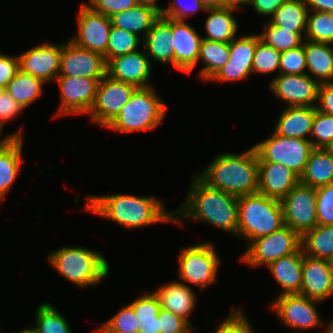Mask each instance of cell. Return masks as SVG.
<instances>
[{"label":"cell","instance_id":"6da1fadb","mask_svg":"<svg viewBox=\"0 0 333 333\" xmlns=\"http://www.w3.org/2000/svg\"><path fill=\"white\" fill-rule=\"evenodd\" d=\"M191 186L180 207L174 210V224L183 219L212 224L237 237L238 197L210 187L195 172Z\"/></svg>","mask_w":333,"mask_h":333},{"label":"cell","instance_id":"7a4b0ae2","mask_svg":"<svg viewBox=\"0 0 333 333\" xmlns=\"http://www.w3.org/2000/svg\"><path fill=\"white\" fill-rule=\"evenodd\" d=\"M115 221L123 228L136 229L158 223H174V211H167L155 196L113 194L87 196L84 211Z\"/></svg>","mask_w":333,"mask_h":333},{"label":"cell","instance_id":"3957f363","mask_svg":"<svg viewBox=\"0 0 333 333\" xmlns=\"http://www.w3.org/2000/svg\"><path fill=\"white\" fill-rule=\"evenodd\" d=\"M196 174L210 187L236 197L258 192V155L252 146L236 154L222 152Z\"/></svg>","mask_w":333,"mask_h":333},{"label":"cell","instance_id":"277c9868","mask_svg":"<svg viewBox=\"0 0 333 333\" xmlns=\"http://www.w3.org/2000/svg\"><path fill=\"white\" fill-rule=\"evenodd\" d=\"M47 259L54 270L80 289L97 285L110 270L101 252L85 247L63 246L49 252Z\"/></svg>","mask_w":333,"mask_h":333},{"label":"cell","instance_id":"5b68a950","mask_svg":"<svg viewBox=\"0 0 333 333\" xmlns=\"http://www.w3.org/2000/svg\"><path fill=\"white\" fill-rule=\"evenodd\" d=\"M280 200L259 192L238 197L237 238L252 240L269 235L284 227Z\"/></svg>","mask_w":333,"mask_h":333},{"label":"cell","instance_id":"8992f818","mask_svg":"<svg viewBox=\"0 0 333 333\" xmlns=\"http://www.w3.org/2000/svg\"><path fill=\"white\" fill-rule=\"evenodd\" d=\"M153 86L137 88L116 118L106 127L120 133L155 130L167 114V106Z\"/></svg>","mask_w":333,"mask_h":333},{"label":"cell","instance_id":"52a82bcc","mask_svg":"<svg viewBox=\"0 0 333 333\" xmlns=\"http://www.w3.org/2000/svg\"><path fill=\"white\" fill-rule=\"evenodd\" d=\"M214 245L212 242H204L181 247L177 271L179 282L195 285L203 290L218 281L217 272L222 260Z\"/></svg>","mask_w":333,"mask_h":333},{"label":"cell","instance_id":"ba28073f","mask_svg":"<svg viewBox=\"0 0 333 333\" xmlns=\"http://www.w3.org/2000/svg\"><path fill=\"white\" fill-rule=\"evenodd\" d=\"M271 133L270 137L253 145L258 162L282 164L301 177L313 149L311 141Z\"/></svg>","mask_w":333,"mask_h":333},{"label":"cell","instance_id":"9c48e42d","mask_svg":"<svg viewBox=\"0 0 333 333\" xmlns=\"http://www.w3.org/2000/svg\"><path fill=\"white\" fill-rule=\"evenodd\" d=\"M246 245V250L239 261L252 268L264 265L267 267L281 257L296 253L301 248V236L288 226H284Z\"/></svg>","mask_w":333,"mask_h":333},{"label":"cell","instance_id":"30bf717a","mask_svg":"<svg viewBox=\"0 0 333 333\" xmlns=\"http://www.w3.org/2000/svg\"><path fill=\"white\" fill-rule=\"evenodd\" d=\"M318 303L322 302L300 294H283L268 306L285 326L296 330L297 333H304L305 330L327 326L317 309Z\"/></svg>","mask_w":333,"mask_h":333},{"label":"cell","instance_id":"8fae6325","mask_svg":"<svg viewBox=\"0 0 333 333\" xmlns=\"http://www.w3.org/2000/svg\"><path fill=\"white\" fill-rule=\"evenodd\" d=\"M136 89L133 84L117 81L105 75L99 81L95 101L88 112L90 121L106 128L128 103Z\"/></svg>","mask_w":333,"mask_h":333},{"label":"cell","instance_id":"7c38bea8","mask_svg":"<svg viewBox=\"0 0 333 333\" xmlns=\"http://www.w3.org/2000/svg\"><path fill=\"white\" fill-rule=\"evenodd\" d=\"M284 225L302 236L317 226L316 192L297 184L282 200Z\"/></svg>","mask_w":333,"mask_h":333},{"label":"cell","instance_id":"4fadbf2b","mask_svg":"<svg viewBox=\"0 0 333 333\" xmlns=\"http://www.w3.org/2000/svg\"><path fill=\"white\" fill-rule=\"evenodd\" d=\"M78 10V33L69 40L80 48L100 53L107 63L110 17L92 10L85 3H82Z\"/></svg>","mask_w":333,"mask_h":333},{"label":"cell","instance_id":"5bb4252c","mask_svg":"<svg viewBox=\"0 0 333 333\" xmlns=\"http://www.w3.org/2000/svg\"><path fill=\"white\" fill-rule=\"evenodd\" d=\"M101 79L87 77L57 76L54 82L60 89L58 116L88 114L95 101Z\"/></svg>","mask_w":333,"mask_h":333},{"label":"cell","instance_id":"9a60e30c","mask_svg":"<svg viewBox=\"0 0 333 333\" xmlns=\"http://www.w3.org/2000/svg\"><path fill=\"white\" fill-rule=\"evenodd\" d=\"M320 83L309 74H277L270 83L269 90L286 107H316Z\"/></svg>","mask_w":333,"mask_h":333},{"label":"cell","instance_id":"2e32d148","mask_svg":"<svg viewBox=\"0 0 333 333\" xmlns=\"http://www.w3.org/2000/svg\"><path fill=\"white\" fill-rule=\"evenodd\" d=\"M260 40L259 34H249L237 38L229 43V60L221 67L216 74L208 81L232 82L242 81L252 75V62L257 42Z\"/></svg>","mask_w":333,"mask_h":333},{"label":"cell","instance_id":"e0dca14e","mask_svg":"<svg viewBox=\"0 0 333 333\" xmlns=\"http://www.w3.org/2000/svg\"><path fill=\"white\" fill-rule=\"evenodd\" d=\"M106 68L105 58L100 53L80 48L70 40L63 43L58 76L102 79Z\"/></svg>","mask_w":333,"mask_h":333},{"label":"cell","instance_id":"ac0fdd59","mask_svg":"<svg viewBox=\"0 0 333 333\" xmlns=\"http://www.w3.org/2000/svg\"><path fill=\"white\" fill-rule=\"evenodd\" d=\"M63 43L60 45L48 41L32 47L18 55L19 69L27 74L42 79L45 83L57 78L60 70V56Z\"/></svg>","mask_w":333,"mask_h":333},{"label":"cell","instance_id":"d6986e66","mask_svg":"<svg viewBox=\"0 0 333 333\" xmlns=\"http://www.w3.org/2000/svg\"><path fill=\"white\" fill-rule=\"evenodd\" d=\"M152 66L145 49L136 50L107 62L106 75L110 78L130 83L137 88H146L150 85Z\"/></svg>","mask_w":333,"mask_h":333},{"label":"cell","instance_id":"ffe728a7","mask_svg":"<svg viewBox=\"0 0 333 333\" xmlns=\"http://www.w3.org/2000/svg\"><path fill=\"white\" fill-rule=\"evenodd\" d=\"M300 295L325 302L333 296V269L331 261L303 254Z\"/></svg>","mask_w":333,"mask_h":333},{"label":"cell","instance_id":"44dd1931","mask_svg":"<svg viewBox=\"0 0 333 333\" xmlns=\"http://www.w3.org/2000/svg\"><path fill=\"white\" fill-rule=\"evenodd\" d=\"M174 68L190 74L197 66L202 36L186 21L171 18Z\"/></svg>","mask_w":333,"mask_h":333},{"label":"cell","instance_id":"7402d4cb","mask_svg":"<svg viewBox=\"0 0 333 333\" xmlns=\"http://www.w3.org/2000/svg\"><path fill=\"white\" fill-rule=\"evenodd\" d=\"M300 177L282 164L258 162V192L282 200L297 184Z\"/></svg>","mask_w":333,"mask_h":333},{"label":"cell","instance_id":"603a6c76","mask_svg":"<svg viewBox=\"0 0 333 333\" xmlns=\"http://www.w3.org/2000/svg\"><path fill=\"white\" fill-rule=\"evenodd\" d=\"M153 292L158 297L161 308L182 317L193 326L189 316L196 306L197 295L189 285L179 281H170Z\"/></svg>","mask_w":333,"mask_h":333},{"label":"cell","instance_id":"cb8c5ba5","mask_svg":"<svg viewBox=\"0 0 333 333\" xmlns=\"http://www.w3.org/2000/svg\"><path fill=\"white\" fill-rule=\"evenodd\" d=\"M171 18L160 16L147 32L142 47L147 56L158 63L174 66V50L172 48Z\"/></svg>","mask_w":333,"mask_h":333},{"label":"cell","instance_id":"d4e9b609","mask_svg":"<svg viewBox=\"0 0 333 333\" xmlns=\"http://www.w3.org/2000/svg\"><path fill=\"white\" fill-rule=\"evenodd\" d=\"M316 109L313 106H287L282 110L272 131L283 137L310 140Z\"/></svg>","mask_w":333,"mask_h":333},{"label":"cell","instance_id":"484cf974","mask_svg":"<svg viewBox=\"0 0 333 333\" xmlns=\"http://www.w3.org/2000/svg\"><path fill=\"white\" fill-rule=\"evenodd\" d=\"M303 250L300 248L296 253L279 258L271 262L267 268L282 287L283 294H300L302 285Z\"/></svg>","mask_w":333,"mask_h":333},{"label":"cell","instance_id":"4316f807","mask_svg":"<svg viewBox=\"0 0 333 333\" xmlns=\"http://www.w3.org/2000/svg\"><path fill=\"white\" fill-rule=\"evenodd\" d=\"M332 45L304 40L307 74L320 84L333 82Z\"/></svg>","mask_w":333,"mask_h":333},{"label":"cell","instance_id":"83f0119b","mask_svg":"<svg viewBox=\"0 0 333 333\" xmlns=\"http://www.w3.org/2000/svg\"><path fill=\"white\" fill-rule=\"evenodd\" d=\"M300 183L314 189L333 183V155L329 149L311 150Z\"/></svg>","mask_w":333,"mask_h":333},{"label":"cell","instance_id":"f1b7e54d","mask_svg":"<svg viewBox=\"0 0 333 333\" xmlns=\"http://www.w3.org/2000/svg\"><path fill=\"white\" fill-rule=\"evenodd\" d=\"M237 11L230 7L206 9L205 13H209V16L205 21V37L202 38L216 41L230 43L237 34L238 22L233 16Z\"/></svg>","mask_w":333,"mask_h":333},{"label":"cell","instance_id":"f546056e","mask_svg":"<svg viewBox=\"0 0 333 333\" xmlns=\"http://www.w3.org/2000/svg\"><path fill=\"white\" fill-rule=\"evenodd\" d=\"M23 137H12L0 150V202L10 192L22 165Z\"/></svg>","mask_w":333,"mask_h":333},{"label":"cell","instance_id":"4dcf8cb0","mask_svg":"<svg viewBox=\"0 0 333 333\" xmlns=\"http://www.w3.org/2000/svg\"><path fill=\"white\" fill-rule=\"evenodd\" d=\"M160 16L157 11L150 7L137 5L112 15L110 21L111 26L134 33L143 40Z\"/></svg>","mask_w":333,"mask_h":333},{"label":"cell","instance_id":"1f68e13d","mask_svg":"<svg viewBox=\"0 0 333 333\" xmlns=\"http://www.w3.org/2000/svg\"><path fill=\"white\" fill-rule=\"evenodd\" d=\"M229 55V43L210 41L202 38L197 64L201 60L204 65L199 72V77L204 84L228 62Z\"/></svg>","mask_w":333,"mask_h":333},{"label":"cell","instance_id":"d6a6232c","mask_svg":"<svg viewBox=\"0 0 333 333\" xmlns=\"http://www.w3.org/2000/svg\"><path fill=\"white\" fill-rule=\"evenodd\" d=\"M309 11L304 0H286L269 21L282 29L305 33Z\"/></svg>","mask_w":333,"mask_h":333},{"label":"cell","instance_id":"836d02e7","mask_svg":"<svg viewBox=\"0 0 333 333\" xmlns=\"http://www.w3.org/2000/svg\"><path fill=\"white\" fill-rule=\"evenodd\" d=\"M303 254L313 258L333 260V225H317L301 236Z\"/></svg>","mask_w":333,"mask_h":333},{"label":"cell","instance_id":"e575fe53","mask_svg":"<svg viewBox=\"0 0 333 333\" xmlns=\"http://www.w3.org/2000/svg\"><path fill=\"white\" fill-rule=\"evenodd\" d=\"M44 83L19 69L5 90L25 109L43 94Z\"/></svg>","mask_w":333,"mask_h":333},{"label":"cell","instance_id":"d590c367","mask_svg":"<svg viewBox=\"0 0 333 333\" xmlns=\"http://www.w3.org/2000/svg\"><path fill=\"white\" fill-rule=\"evenodd\" d=\"M129 304L139 321L138 333H160L158 313L161 306L153 291L142 294Z\"/></svg>","mask_w":333,"mask_h":333},{"label":"cell","instance_id":"8d00e7d4","mask_svg":"<svg viewBox=\"0 0 333 333\" xmlns=\"http://www.w3.org/2000/svg\"><path fill=\"white\" fill-rule=\"evenodd\" d=\"M54 305L41 303L35 313V333H72L68 321Z\"/></svg>","mask_w":333,"mask_h":333},{"label":"cell","instance_id":"74e56055","mask_svg":"<svg viewBox=\"0 0 333 333\" xmlns=\"http://www.w3.org/2000/svg\"><path fill=\"white\" fill-rule=\"evenodd\" d=\"M260 40L273 47L280 53L301 46L305 33H294L282 27L273 25L269 20L264 24L263 31L259 34Z\"/></svg>","mask_w":333,"mask_h":333},{"label":"cell","instance_id":"f35d334b","mask_svg":"<svg viewBox=\"0 0 333 333\" xmlns=\"http://www.w3.org/2000/svg\"><path fill=\"white\" fill-rule=\"evenodd\" d=\"M304 40L333 44V13L309 11Z\"/></svg>","mask_w":333,"mask_h":333},{"label":"cell","instance_id":"ab89813d","mask_svg":"<svg viewBox=\"0 0 333 333\" xmlns=\"http://www.w3.org/2000/svg\"><path fill=\"white\" fill-rule=\"evenodd\" d=\"M143 40L134 33L111 26L107 46V62L115 57L138 50Z\"/></svg>","mask_w":333,"mask_h":333},{"label":"cell","instance_id":"60d3db41","mask_svg":"<svg viewBox=\"0 0 333 333\" xmlns=\"http://www.w3.org/2000/svg\"><path fill=\"white\" fill-rule=\"evenodd\" d=\"M139 321L130 304L121 309L109 320L94 329L98 333H138Z\"/></svg>","mask_w":333,"mask_h":333},{"label":"cell","instance_id":"b9f144b4","mask_svg":"<svg viewBox=\"0 0 333 333\" xmlns=\"http://www.w3.org/2000/svg\"><path fill=\"white\" fill-rule=\"evenodd\" d=\"M281 53L259 40L255 48L252 74H269L279 71Z\"/></svg>","mask_w":333,"mask_h":333},{"label":"cell","instance_id":"7bdbcfd3","mask_svg":"<svg viewBox=\"0 0 333 333\" xmlns=\"http://www.w3.org/2000/svg\"><path fill=\"white\" fill-rule=\"evenodd\" d=\"M310 141L313 148L328 149L333 143V115L315 111Z\"/></svg>","mask_w":333,"mask_h":333},{"label":"cell","instance_id":"ee69618b","mask_svg":"<svg viewBox=\"0 0 333 333\" xmlns=\"http://www.w3.org/2000/svg\"><path fill=\"white\" fill-rule=\"evenodd\" d=\"M304 42L301 46L281 52L279 74H306Z\"/></svg>","mask_w":333,"mask_h":333},{"label":"cell","instance_id":"f6af8a7d","mask_svg":"<svg viewBox=\"0 0 333 333\" xmlns=\"http://www.w3.org/2000/svg\"><path fill=\"white\" fill-rule=\"evenodd\" d=\"M317 225H333V183L315 189Z\"/></svg>","mask_w":333,"mask_h":333},{"label":"cell","instance_id":"bcb514c9","mask_svg":"<svg viewBox=\"0 0 333 333\" xmlns=\"http://www.w3.org/2000/svg\"><path fill=\"white\" fill-rule=\"evenodd\" d=\"M200 11H206V7L200 0H173V2H169L168 6L164 7L161 16L186 21L189 15Z\"/></svg>","mask_w":333,"mask_h":333},{"label":"cell","instance_id":"7dc6e473","mask_svg":"<svg viewBox=\"0 0 333 333\" xmlns=\"http://www.w3.org/2000/svg\"><path fill=\"white\" fill-rule=\"evenodd\" d=\"M214 333H255L254 328L250 324L249 319L241 309H236L230 312L222 322L218 323Z\"/></svg>","mask_w":333,"mask_h":333},{"label":"cell","instance_id":"c3c4849f","mask_svg":"<svg viewBox=\"0 0 333 333\" xmlns=\"http://www.w3.org/2000/svg\"><path fill=\"white\" fill-rule=\"evenodd\" d=\"M158 318L160 333H192L198 330L187 320L163 308H160Z\"/></svg>","mask_w":333,"mask_h":333},{"label":"cell","instance_id":"681fc988","mask_svg":"<svg viewBox=\"0 0 333 333\" xmlns=\"http://www.w3.org/2000/svg\"><path fill=\"white\" fill-rule=\"evenodd\" d=\"M92 10L101 13L107 17L136 7V0H89L85 3Z\"/></svg>","mask_w":333,"mask_h":333},{"label":"cell","instance_id":"f907efd6","mask_svg":"<svg viewBox=\"0 0 333 333\" xmlns=\"http://www.w3.org/2000/svg\"><path fill=\"white\" fill-rule=\"evenodd\" d=\"M24 111V108L5 89H0V127L13 120Z\"/></svg>","mask_w":333,"mask_h":333},{"label":"cell","instance_id":"816d5d0a","mask_svg":"<svg viewBox=\"0 0 333 333\" xmlns=\"http://www.w3.org/2000/svg\"><path fill=\"white\" fill-rule=\"evenodd\" d=\"M18 70V56H9L0 52V89L6 88Z\"/></svg>","mask_w":333,"mask_h":333},{"label":"cell","instance_id":"f5cc1de1","mask_svg":"<svg viewBox=\"0 0 333 333\" xmlns=\"http://www.w3.org/2000/svg\"><path fill=\"white\" fill-rule=\"evenodd\" d=\"M316 108L322 113L333 115V82L320 85Z\"/></svg>","mask_w":333,"mask_h":333},{"label":"cell","instance_id":"db71d44e","mask_svg":"<svg viewBox=\"0 0 333 333\" xmlns=\"http://www.w3.org/2000/svg\"><path fill=\"white\" fill-rule=\"evenodd\" d=\"M286 0H253L251 7L255 10V13L261 17L270 18L274 15L275 11L285 2Z\"/></svg>","mask_w":333,"mask_h":333},{"label":"cell","instance_id":"11a10c76","mask_svg":"<svg viewBox=\"0 0 333 333\" xmlns=\"http://www.w3.org/2000/svg\"><path fill=\"white\" fill-rule=\"evenodd\" d=\"M310 11L333 13V0H304Z\"/></svg>","mask_w":333,"mask_h":333},{"label":"cell","instance_id":"9f6ffc18","mask_svg":"<svg viewBox=\"0 0 333 333\" xmlns=\"http://www.w3.org/2000/svg\"><path fill=\"white\" fill-rule=\"evenodd\" d=\"M3 128L0 127V150L11 140L12 137H23L25 136L22 133V128H19L17 131L12 132V134H8L5 138L1 139Z\"/></svg>","mask_w":333,"mask_h":333},{"label":"cell","instance_id":"6f0895ef","mask_svg":"<svg viewBox=\"0 0 333 333\" xmlns=\"http://www.w3.org/2000/svg\"><path fill=\"white\" fill-rule=\"evenodd\" d=\"M138 5L141 6H147L150 7L152 9H154L155 11H157L160 15L162 14L164 7L161 5L159 6L157 4V0H136Z\"/></svg>","mask_w":333,"mask_h":333},{"label":"cell","instance_id":"680465c9","mask_svg":"<svg viewBox=\"0 0 333 333\" xmlns=\"http://www.w3.org/2000/svg\"><path fill=\"white\" fill-rule=\"evenodd\" d=\"M252 2L253 0H226V6L239 11L242 6L251 5Z\"/></svg>","mask_w":333,"mask_h":333},{"label":"cell","instance_id":"91938a15","mask_svg":"<svg viewBox=\"0 0 333 333\" xmlns=\"http://www.w3.org/2000/svg\"><path fill=\"white\" fill-rule=\"evenodd\" d=\"M206 9L226 7V0H200Z\"/></svg>","mask_w":333,"mask_h":333},{"label":"cell","instance_id":"94428289","mask_svg":"<svg viewBox=\"0 0 333 333\" xmlns=\"http://www.w3.org/2000/svg\"><path fill=\"white\" fill-rule=\"evenodd\" d=\"M326 328L324 329L323 333H333V320L328 321L326 324Z\"/></svg>","mask_w":333,"mask_h":333},{"label":"cell","instance_id":"6125c7cd","mask_svg":"<svg viewBox=\"0 0 333 333\" xmlns=\"http://www.w3.org/2000/svg\"><path fill=\"white\" fill-rule=\"evenodd\" d=\"M14 333H35L30 327H26L18 332H14Z\"/></svg>","mask_w":333,"mask_h":333},{"label":"cell","instance_id":"be15d7a7","mask_svg":"<svg viewBox=\"0 0 333 333\" xmlns=\"http://www.w3.org/2000/svg\"><path fill=\"white\" fill-rule=\"evenodd\" d=\"M328 149L330 150V152H331L332 155H333V143H332V145H331Z\"/></svg>","mask_w":333,"mask_h":333}]
</instances>
